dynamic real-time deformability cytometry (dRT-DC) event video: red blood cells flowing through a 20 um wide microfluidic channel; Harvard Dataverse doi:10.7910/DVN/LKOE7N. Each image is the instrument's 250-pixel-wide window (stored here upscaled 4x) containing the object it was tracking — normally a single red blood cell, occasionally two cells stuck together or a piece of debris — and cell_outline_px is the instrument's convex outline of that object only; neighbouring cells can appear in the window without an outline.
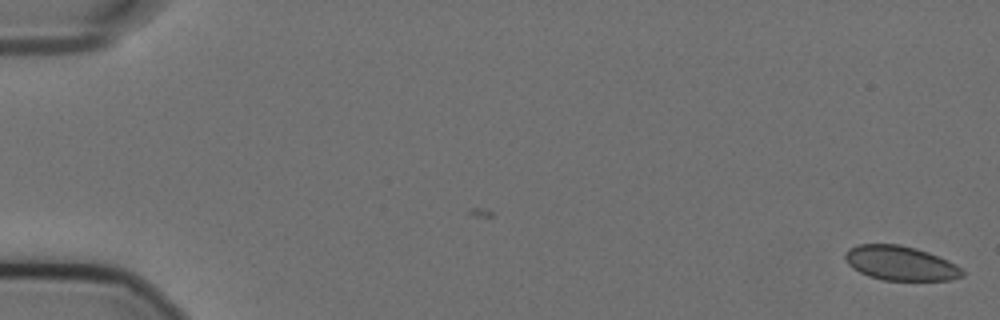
{"species": "Egyptian fruit bat (a non-hibernating species)", "species_latin": "Rousettus aegyptiacus", "temperature_condition": "cold", "stored_images_in_passage": 5, "camera_frame_rate_fps": 3000, "um_per_image_px": 0.085, "animal": {"sex": "female"}, "frame": {"image": 1, "passage_image": 5, "time_ms": 1.333, "image_size_px": [1000, 320], "cell_outline_px": [[964, 276], [952, 280], [880, 280], [868, 276], [852, 268], [844, 260], [844, 252], [848, 248], [856, 244], [900, 244], [916, 248], [928, 252], [948, 260], [956, 264], [964, 272]], "centroid_in_image_um": [76.5, 22.36], "position_along_channel_um": 8.5, "area_um2": 23.81}}